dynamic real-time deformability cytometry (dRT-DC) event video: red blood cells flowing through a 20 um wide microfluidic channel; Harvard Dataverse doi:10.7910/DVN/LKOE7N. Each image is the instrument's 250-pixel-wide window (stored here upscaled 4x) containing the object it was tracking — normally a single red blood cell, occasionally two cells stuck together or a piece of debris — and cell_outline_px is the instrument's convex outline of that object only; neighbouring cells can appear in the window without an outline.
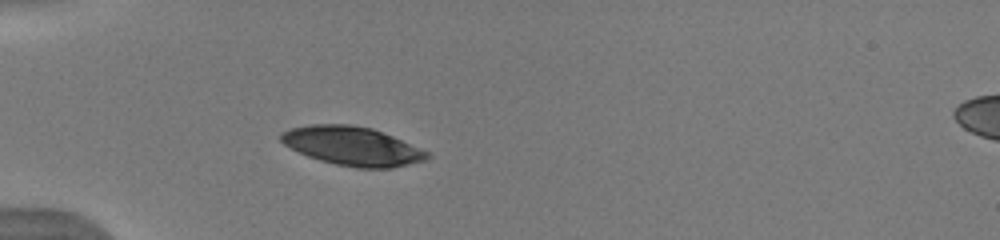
{"species": "human", "species_latin": "Homo sapiens", "temperature_condition": "warm", "stored_images_in_passage": 37, "camera_frame_rate_fps": 3000, "um_per_image_px": 0.085, "donor": {"sex": "male"}, "frame": {"image": 1, "passage_image": 1, "time_ms": 0.0, "image_size_px": [1000, 240], "cell_outline_px": [[432, 156], [428, 160], [392, 168], [356, 168], [336, 164], [320, 160], [308, 156], [284, 144], [280, 140], [280, 132], [292, 128], [308, 124], [352, 124], [372, 128], [392, 136], [428, 152]], "centroid_in_image_um": [29.96, 12.41], "position_along_channel_um": 55.0, "area_um2": 33.0}}
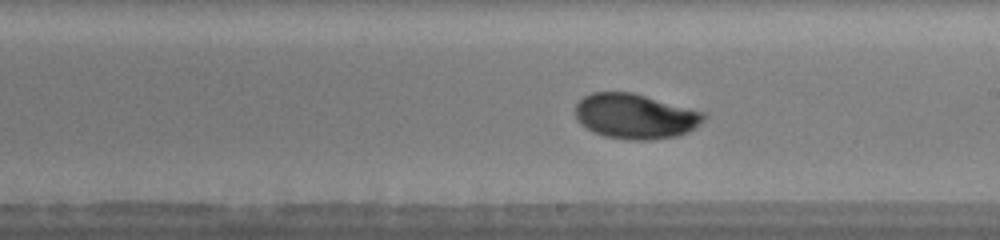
{"frame": {"image": 2, "passage_image": 16, "time_ms": 5.0, "image_size_px": [1000, 240], "cell_outline_px": [[708, 116], [704, 120], [688, 132], [676, 136], [648, 140], [632, 140], [604, 136], [580, 124], [576, 120], [576, 104], [584, 96], [592, 92], [632, 92], [704, 112]], "centroid_in_image_um": [53.99, 9.88], "position_along_channel_um": 235.0, "area_um2": 33.52}, "authors_computed_cell_mechanics": {"area_um2": 33.3506, "velocity_mm_per_s": 3.9252, "shape_relaxation_time_tau1_ms": 2.7259, "shape_relaxation_time_tau2_ms": 0.8825, "deformation_change_tau1": 0.155, "deformation_change_tau2": 0.0311}}